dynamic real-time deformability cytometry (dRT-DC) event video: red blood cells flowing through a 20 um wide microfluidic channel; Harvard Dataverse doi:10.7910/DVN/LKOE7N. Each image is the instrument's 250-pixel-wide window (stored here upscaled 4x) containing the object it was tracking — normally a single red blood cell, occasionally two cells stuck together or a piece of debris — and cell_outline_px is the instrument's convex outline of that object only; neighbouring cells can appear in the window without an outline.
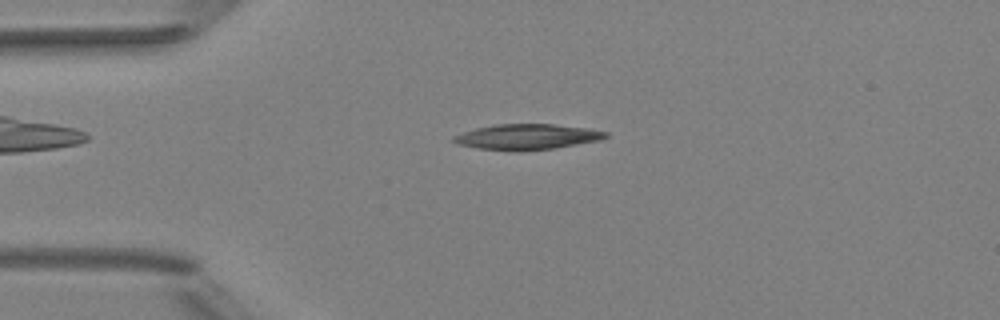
{"species": "Egyptian fruit bat (a non-hibernating species)", "species_latin": "Rousettus aegyptiacus", "temperature_condition": "room temperature", "stored_images_in_passage": 8, "camera_frame_rate_fps": 3000, "um_per_image_px": 0.085, "animal": {"sex": "female"}, "frame": {"image": 1, "passage_image": 7, "time_ms": 2.333, "image_size_px": [1000, 320], "cell_outline_px": [[608, 136], [600, 140], [556, 148], [516, 152], [476, 148], [456, 144], [452, 140], [452, 136], [476, 128], [496, 124], [552, 124], [588, 128], [608, 132]], "centroid_in_image_um": [44.78, 11.64], "position_along_channel_um": 40.2, "area_um2": 22.83}}